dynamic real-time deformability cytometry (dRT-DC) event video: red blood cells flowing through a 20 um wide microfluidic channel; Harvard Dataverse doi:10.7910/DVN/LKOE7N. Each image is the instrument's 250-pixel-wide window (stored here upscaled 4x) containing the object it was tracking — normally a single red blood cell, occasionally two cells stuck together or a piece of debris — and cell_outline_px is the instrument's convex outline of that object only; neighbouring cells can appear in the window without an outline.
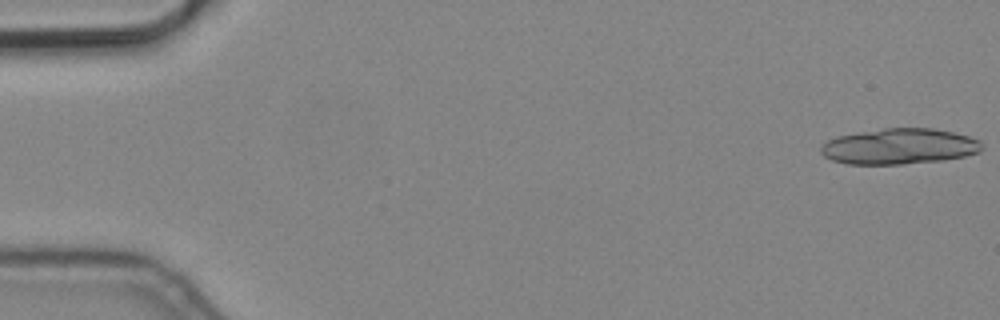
{"species": "common noctule bat (a hibernating species)", "species_latin": "Nyctalus noctula", "temperature_condition": "cold", "stored_images_in_passage": 5, "camera_frame_rate_fps": 3000, "um_per_image_px": 0.085, "animal": {"sex": "male", "body_mass_g": 19.2, "forearm_length_mm": 51.8}, "frame": {"image": 1, "passage_image": 1, "time_ms": 0.0, "image_size_px": [1000, 320], "cell_outline_px": [[984, 148], [980, 152], [964, 156], [944, 160], [904, 164], [848, 164], [832, 160], [824, 156], [820, 152], [820, 148], [828, 140], [836, 136], [884, 128], [932, 128], [952, 132], [968, 136], [980, 140], [984, 144]], "centroid_in_image_um": [76.47, 12.45], "position_along_channel_um": 8.5, "area_um2": 33.64}}